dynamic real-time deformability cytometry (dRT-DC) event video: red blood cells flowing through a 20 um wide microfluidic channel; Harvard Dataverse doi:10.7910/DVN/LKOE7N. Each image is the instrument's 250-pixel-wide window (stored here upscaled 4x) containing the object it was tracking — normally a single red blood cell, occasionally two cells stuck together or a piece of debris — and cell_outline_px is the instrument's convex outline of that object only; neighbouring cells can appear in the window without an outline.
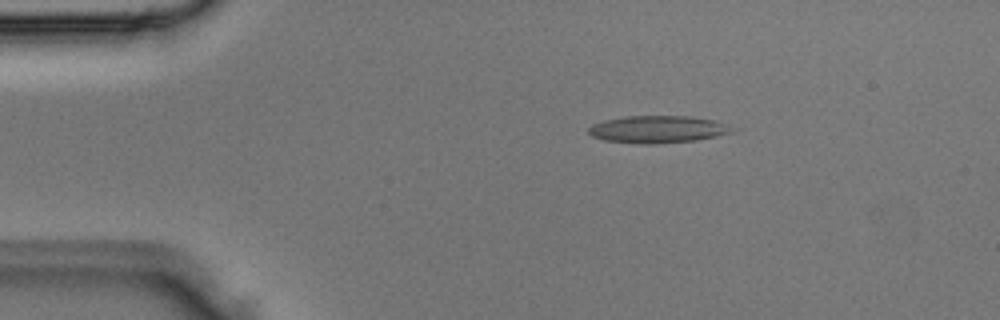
{"species": "Egyptian fruit bat (a non-hibernating species)", "species_latin": "Rousettus aegyptiacus", "temperature_condition": "room temperature", "stored_images_in_passage": 2, "camera_frame_rate_fps": 3000, "um_per_image_px": 0.085, "animal": {"sex": "male"}, "frame": {"image": 1, "passage_image": 1, "time_ms": 0.0, "image_size_px": [1000, 320], "cell_outline_px": [[736, 132], [696, 140], [656, 144], [644, 144], [604, 140], [592, 136], [588, 132], [588, 128], [592, 124], [604, 120], [624, 116], [692, 116], [716, 120], [736, 128]], "centroid_in_image_um": [55.95, 10.98], "position_along_channel_um": 29.0, "area_um2": 23.06}}